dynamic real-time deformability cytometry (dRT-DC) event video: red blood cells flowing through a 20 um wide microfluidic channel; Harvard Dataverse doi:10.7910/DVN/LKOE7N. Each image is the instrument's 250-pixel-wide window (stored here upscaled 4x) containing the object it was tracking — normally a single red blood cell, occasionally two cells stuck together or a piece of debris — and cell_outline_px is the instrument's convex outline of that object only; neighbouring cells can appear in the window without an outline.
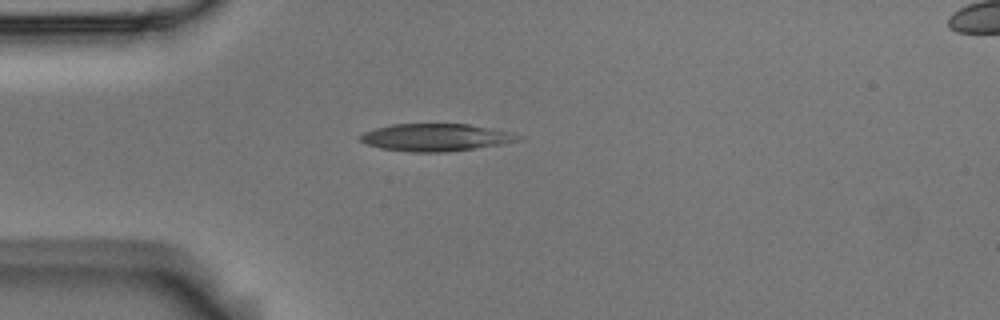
{"species": "Egyptian fruit bat (a non-hibernating species)", "species_latin": "Rousettus aegyptiacus", "temperature_condition": "room temperature", "stored_images_in_passage": 4, "camera_frame_rate_fps": 3000, "um_per_image_px": 0.085, "animal": {"sex": "male"}, "frame": {"image": 1, "passage_image": 3, "time_ms": 0.667, "image_size_px": [1000, 320], "cell_outline_px": [[524, 140], [500, 144], [448, 152], [412, 152], [380, 148], [368, 144], [360, 140], [360, 136], [364, 132], [376, 128], [392, 124], [468, 124], [492, 128], [512, 132], [524, 136]], "centroid_in_image_um": [37.11, 11.67], "position_along_channel_um": 47.9, "area_um2": 25.26}}